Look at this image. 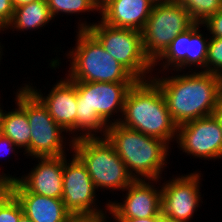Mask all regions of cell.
Instances as JSON below:
<instances>
[{
	"label": "cell",
	"mask_w": 222,
	"mask_h": 222,
	"mask_svg": "<svg viewBox=\"0 0 222 222\" xmlns=\"http://www.w3.org/2000/svg\"><path fill=\"white\" fill-rule=\"evenodd\" d=\"M151 79L160 87L169 113L179 126L213 115L222 96V76L205 71Z\"/></svg>",
	"instance_id": "1"
},
{
	"label": "cell",
	"mask_w": 222,
	"mask_h": 222,
	"mask_svg": "<svg viewBox=\"0 0 222 222\" xmlns=\"http://www.w3.org/2000/svg\"><path fill=\"white\" fill-rule=\"evenodd\" d=\"M23 209L17 198L9 191L0 200V222H18Z\"/></svg>",
	"instance_id": "23"
},
{
	"label": "cell",
	"mask_w": 222,
	"mask_h": 222,
	"mask_svg": "<svg viewBox=\"0 0 222 222\" xmlns=\"http://www.w3.org/2000/svg\"><path fill=\"white\" fill-rule=\"evenodd\" d=\"M15 101L26 112L29 122L30 155L33 158L64 156L62 132L65 130L54 121L42 102L26 86L17 91Z\"/></svg>",
	"instance_id": "8"
},
{
	"label": "cell",
	"mask_w": 222,
	"mask_h": 222,
	"mask_svg": "<svg viewBox=\"0 0 222 222\" xmlns=\"http://www.w3.org/2000/svg\"><path fill=\"white\" fill-rule=\"evenodd\" d=\"M25 86L42 102L50 116L61 126L66 133L76 132L77 114V91L75 81L68 77L62 79L52 87L51 91L44 96L41 90H37L31 85ZM34 88V89H33Z\"/></svg>",
	"instance_id": "15"
},
{
	"label": "cell",
	"mask_w": 222,
	"mask_h": 222,
	"mask_svg": "<svg viewBox=\"0 0 222 222\" xmlns=\"http://www.w3.org/2000/svg\"><path fill=\"white\" fill-rule=\"evenodd\" d=\"M213 115L216 117V119L218 120V122L222 128V96L219 99L217 108L215 109Z\"/></svg>",
	"instance_id": "31"
},
{
	"label": "cell",
	"mask_w": 222,
	"mask_h": 222,
	"mask_svg": "<svg viewBox=\"0 0 222 222\" xmlns=\"http://www.w3.org/2000/svg\"><path fill=\"white\" fill-rule=\"evenodd\" d=\"M14 147L16 148L17 146L8 137L4 135L0 137V153L7 151L8 154L10 151L13 152V150H15Z\"/></svg>",
	"instance_id": "28"
},
{
	"label": "cell",
	"mask_w": 222,
	"mask_h": 222,
	"mask_svg": "<svg viewBox=\"0 0 222 222\" xmlns=\"http://www.w3.org/2000/svg\"><path fill=\"white\" fill-rule=\"evenodd\" d=\"M18 222H33L30 218L25 216L24 214L20 217Z\"/></svg>",
	"instance_id": "37"
},
{
	"label": "cell",
	"mask_w": 222,
	"mask_h": 222,
	"mask_svg": "<svg viewBox=\"0 0 222 222\" xmlns=\"http://www.w3.org/2000/svg\"><path fill=\"white\" fill-rule=\"evenodd\" d=\"M134 83L75 82L77 91L76 133L72 141L83 138L106 137L111 115L124 110L128 91ZM116 112V113H115ZM100 131V132H99ZM75 136V137H74Z\"/></svg>",
	"instance_id": "3"
},
{
	"label": "cell",
	"mask_w": 222,
	"mask_h": 222,
	"mask_svg": "<svg viewBox=\"0 0 222 222\" xmlns=\"http://www.w3.org/2000/svg\"><path fill=\"white\" fill-rule=\"evenodd\" d=\"M69 143L71 151L86 166L97 190L100 187L123 191L134 181L126 164L106 137L83 138Z\"/></svg>",
	"instance_id": "6"
},
{
	"label": "cell",
	"mask_w": 222,
	"mask_h": 222,
	"mask_svg": "<svg viewBox=\"0 0 222 222\" xmlns=\"http://www.w3.org/2000/svg\"><path fill=\"white\" fill-rule=\"evenodd\" d=\"M3 135L8 137L18 148H24L30 156V127L26 112L17 104L14 111L2 110Z\"/></svg>",
	"instance_id": "20"
},
{
	"label": "cell",
	"mask_w": 222,
	"mask_h": 222,
	"mask_svg": "<svg viewBox=\"0 0 222 222\" xmlns=\"http://www.w3.org/2000/svg\"><path fill=\"white\" fill-rule=\"evenodd\" d=\"M207 31L209 30L211 37L222 38V9L208 18L203 24Z\"/></svg>",
	"instance_id": "25"
},
{
	"label": "cell",
	"mask_w": 222,
	"mask_h": 222,
	"mask_svg": "<svg viewBox=\"0 0 222 222\" xmlns=\"http://www.w3.org/2000/svg\"><path fill=\"white\" fill-rule=\"evenodd\" d=\"M153 6L150 0H110L99 13L107 25L141 32Z\"/></svg>",
	"instance_id": "18"
},
{
	"label": "cell",
	"mask_w": 222,
	"mask_h": 222,
	"mask_svg": "<svg viewBox=\"0 0 222 222\" xmlns=\"http://www.w3.org/2000/svg\"><path fill=\"white\" fill-rule=\"evenodd\" d=\"M107 217H80V218H74L71 222H108L106 221Z\"/></svg>",
	"instance_id": "30"
},
{
	"label": "cell",
	"mask_w": 222,
	"mask_h": 222,
	"mask_svg": "<svg viewBox=\"0 0 222 222\" xmlns=\"http://www.w3.org/2000/svg\"><path fill=\"white\" fill-rule=\"evenodd\" d=\"M118 119H112L113 123L119 122L168 145L177 137L178 125L169 113L160 87L152 79L137 80L133 84L125 99L123 116Z\"/></svg>",
	"instance_id": "2"
},
{
	"label": "cell",
	"mask_w": 222,
	"mask_h": 222,
	"mask_svg": "<svg viewBox=\"0 0 222 222\" xmlns=\"http://www.w3.org/2000/svg\"><path fill=\"white\" fill-rule=\"evenodd\" d=\"M158 222H182V221H179V220H177V219L168 217V216H166L165 214H163V213L161 212L160 215H159V220H158Z\"/></svg>",
	"instance_id": "32"
},
{
	"label": "cell",
	"mask_w": 222,
	"mask_h": 222,
	"mask_svg": "<svg viewBox=\"0 0 222 222\" xmlns=\"http://www.w3.org/2000/svg\"><path fill=\"white\" fill-rule=\"evenodd\" d=\"M176 141L183 152L193 157L222 158V128L214 115L179 125Z\"/></svg>",
	"instance_id": "11"
},
{
	"label": "cell",
	"mask_w": 222,
	"mask_h": 222,
	"mask_svg": "<svg viewBox=\"0 0 222 222\" xmlns=\"http://www.w3.org/2000/svg\"><path fill=\"white\" fill-rule=\"evenodd\" d=\"M110 0H100V11L104 8L105 4H107Z\"/></svg>",
	"instance_id": "38"
},
{
	"label": "cell",
	"mask_w": 222,
	"mask_h": 222,
	"mask_svg": "<svg viewBox=\"0 0 222 222\" xmlns=\"http://www.w3.org/2000/svg\"><path fill=\"white\" fill-rule=\"evenodd\" d=\"M68 78L75 82L135 83L137 79L109 53L88 31L78 30Z\"/></svg>",
	"instance_id": "5"
},
{
	"label": "cell",
	"mask_w": 222,
	"mask_h": 222,
	"mask_svg": "<svg viewBox=\"0 0 222 222\" xmlns=\"http://www.w3.org/2000/svg\"><path fill=\"white\" fill-rule=\"evenodd\" d=\"M199 23H194L189 29L177 35L164 53L153 63V69L163 59V70L174 67L176 71L197 65L206 72V59L210 40L199 30ZM160 60V61H159ZM200 66V67H199Z\"/></svg>",
	"instance_id": "13"
},
{
	"label": "cell",
	"mask_w": 222,
	"mask_h": 222,
	"mask_svg": "<svg viewBox=\"0 0 222 222\" xmlns=\"http://www.w3.org/2000/svg\"><path fill=\"white\" fill-rule=\"evenodd\" d=\"M34 169L15 180L27 191L47 197L61 199L63 195L64 156L37 157ZM40 159V162H39Z\"/></svg>",
	"instance_id": "16"
},
{
	"label": "cell",
	"mask_w": 222,
	"mask_h": 222,
	"mask_svg": "<svg viewBox=\"0 0 222 222\" xmlns=\"http://www.w3.org/2000/svg\"><path fill=\"white\" fill-rule=\"evenodd\" d=\"M147 180H134L123 191L126 192L122 203H106L109 213L114 218H148L161 213V189L155 188ZM151 185H150V184ZM157 189V190H156Z\"/></svg>",
	"instance_id": "14"
},
{
	"label": "cell",
	"mask_w": 222,
	"mask_h": 222,
	"mask_svg": "<svg viewBox=\"0 0 222 222\" xmlns=\"http://www.w3.org/2000/svg\"><path fill=\"white\" fill-rule=\"evenodd\" d=\"M193 24L189 13L177 0L154 5L141 31L146 57L153 64L172 40Z\"/></svg>",
	"instance_id": "9"
},
{
	"label": "cell",
	"mask_w": 222,
	"mask_h": 222,
	"mask_svg": "<svg viewBox=\"0 0 222 222\" xmlns=\"http://www.w3.org/2000/svg\"><path fill=\"white\" fill-rule=\"evenodd\" d=\"M2 107H0V137L3 135Z\"/></svg>",
	"instance_id": "35"
},
{
	"label": "cell",
	"mask_w": 222,
	"mask_h": 222,
	"mask_svg": "<svg viewBox=\"0 0 222 222\" xmlns=\"http://www.w3.org/2000/svg\"><path fill=\"white\" fill-rule=\"evenodd\" d=\"M90 1L100 12V0H88Z\"/></svg>",
	"instance_id": "36"
},
{
	"label": "cell",
	"mask_w": 222,
	"mask_h": 222,
	"mask_svg": "<svg viewBox=\"0 0 222 222\" xmlns=\"http://www.w3.org/2000/svg\"><path fill=\"white\" fill-rule=\"evenodd\" d=\"M154 5L156 4H166L176 0H150Z\"/></svg>",
	"instance_id": "34"
},
{
	"label": "cell",
	"mask_w": 222,
	"mask_h": 222,
	"mask_svg": "<svg viewBox=\"0 0 222 222\" xmlns=\"http://www.w3.org/2000/svg\"><path fill=\"white\" fill-rule=\"evenodd\" d=\"M189 13L194 23L203 24L222 9V0H177Z\"/></svg>",
	"instance_id": "21"
},
{
	"label": "cell",
	"mask_w": 222,
	"mask_h": 222,
	"mask_svg": "<svg viewBox=\"0 0 222 222\" xmlns=\"http://www.w3.org/2000/svg\"><path fill=\"white\" fill-rule=\"evenodd\" d=\"M51 16L59 13L79 14L80 12L97 11L98 9L88 0H46Z\"/></svg>",
	"instance_id": "22"
},
{
	"label": "cell",
	"mask_w": 222,
	"mask_h": 222,
	"mask_svg": "<svg viewBox=\"0 0 222 222\" xmlns=\"http://www.w3.org/2000/svg\"><path fill=\"white\" fill-rule=\"evenodd\" d=\"M11 1L13 4V7L16 8V7H19V6H22V5L28 4L30 2L37 1V0H11Z\"/></svg>",
	"instance_id": "33"
},
{
	"label": "cell",
	"mask_w": 222,
	"mask_h": 222,
	"mask_svg": "<svg viewBox=\"0 0 222 222\" xmlns=\"http://www.w3.org/2000/svg\"><path fill=\"white\" fill-rule=\"evenodd\" d=\"M209 39L206 72L222 76V38L210 37Z\"/></svg>",
	"instance_id": "24"
},
{
	"label": "cell",
	"mask_w": 222,
	"mask_h": 222,
	"mask_svg": "<svg viewBox=\"0 0 222 222\" xmlns=\"http://www.w3.org/2000/svg\"><path fill=\"white\" fill-rule=\"evenodd\" d=\"M53 17L51 16L46 0H37L14 8V14L7 29L38 30L45 27Z\"/></svg>",
	"instance_id": "19"
},
{
	"label": "cell",
	"mask_w": 222,
	"mask_h": 222,
	"mask_svg": "<svg viewBox=\"0 0 222 222\" xmlns=\"http://www.w3.org/2000/svg\"><path fill=\"white\" fill-rule=\"evenodd\" d=\"M14 14L11 0H0V31H4L10 24ZM5 28V29H4Z\"/></svg>",
	"instance_id": "26"
},
{
	"label": "cell",
	"mask_w": 222,
	"mask_h": 222,
	"mask_svg": "<svg viewBox=\"0 0 222 222\" xmlns=\"http://www.w3.org/2000/svg\"><path fill=\"white\" fill-rule=\"evenodd\" d=\"M106 138L134 180L147 179L157 183L169 155V146L165 141L125 127L119 122L108 126Z\"/></svg>",
	"instance_id": "4"
},
{
	"label": "cell",
	"mask_w": 222,
	"mask_h": 222,
	"mask_svg": "<svg viewBox=\"0 0 222 222\" xmlns=\"http://www.w3.org/2000/svg\"><path fill=\"white\" fill-rule=\"evenodd\" d=\"M2 49L1 45H0V50ZM2 50L0 51V60H1V56H2Z\"/></svg>",
	"instance_id": "39"
},
{
	"label": "cell",
	"mask_w": 222,
	"mask_h": 222,
	"mask_svg": "<svg viewBox=\"0 0 222 222\" xmlns=\"http://www.w3.org/2000/svg\"><path fill=\"white\" fill-rule=\"evenodd\" d=\"M64 155L63 195L65 208L75 217H103L106 211L98 209L96 188L86 166L73 153L72 160L68 161ZM70 162V163H67Z\"/></svg>",
	"instance_id": "10"
},
{
	"label": "cell",
	"mask_w": 222,
	"mask_h": 222,
	"mask_svg": "<svg viewBox=\"0 0 222 222\" xmlns=\"http://www.w3.org/2000/svg\"><path fill=\"white\" fill-rule=\"evenodd\" d=\"M199 173L181 175L166 181L161 187V212L168 217L188 222L199 207Z\"/></svg>",
	"instance_id": "12"
},
{
	"label": "cell",
	"mask_w": 222,
	"mask_h": 222,
	"mask_svg": "<svg viewBox=\"0 0 222 222\" xmlns=\"http://www.w3.org/2000/svg\"><path fill=\"white\" fill-rule=\"evenodd\" d=\"M6 175V173L0 175V200L10 191V182L15 180L14 176Z\"/></svg>",
	"instance_id": "27"
},
{
	"label": "cell",
	"mask_w": 222,
	"mask_h": 222,
	"mask_svg": "<svg viewBox=\"0 0 222 222\" xmlns=\"http://www.w3.org/2000/svg\"><path fill=\"white\" fill-rule=\"evenodd\" d=\"M116 222H158L159 216L148 218H113Z\"/></svg>",
	"instance_id": "29"
},
{
	"label": "cell",
	"mask_w": 222,
	"mask_h": 222,
	"mask_svg": "<svg viewBox=\"0 0 222 222\" xmlns=\"http://www.w3.org/2000/svg\"><path fill=\"white\" fill-rule=\"evenodd\" d=\"M10 192L20 202L23 214L33 222H71L75 218L62 199L27 192L16 180L10 182Z\"/></svg>",
	"instance_id": "17"
},
{
	"label": "cell",
	"mask_w": 222,
	"mask_h": 222,
	"mask_svg": "<svg viewBox=\"0 0 222 222\" xmlns=\"http://www.w3.org/2000/svg\"><path fill=\"white\" fill-rule=\"evenodd\" d=\"M98 22L91 25L81 22L78 30H88L100 42L104 50L137 80L150 79V75H146L151 73V70L153 71V64L145 55L141 32L129 28L113 27L102 20Z\"/></svg>",
	"instance_id": "7"
}]
</instances>
